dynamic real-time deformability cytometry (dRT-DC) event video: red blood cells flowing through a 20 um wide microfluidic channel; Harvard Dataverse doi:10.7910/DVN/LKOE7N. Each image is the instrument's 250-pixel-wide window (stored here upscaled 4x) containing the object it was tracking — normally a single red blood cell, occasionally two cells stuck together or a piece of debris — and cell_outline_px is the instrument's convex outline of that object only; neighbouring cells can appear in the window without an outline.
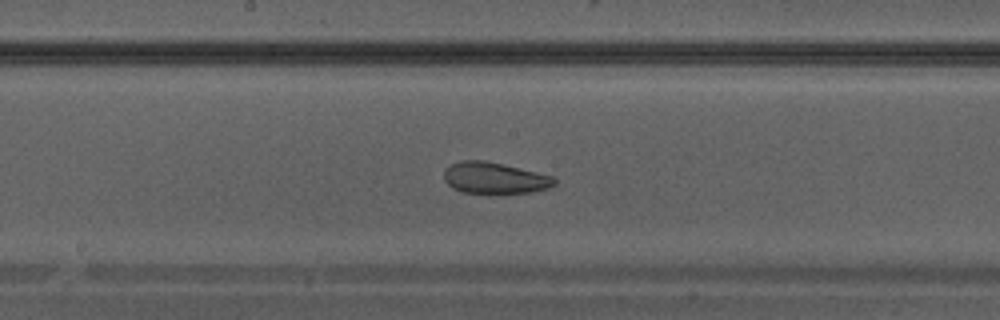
{"species": "Egyptian fruit bat (a non-hibernating species)", "species_latin": "Rousettus aegyptiacus", "temperature_condition": "warm", "stored_images_in_passage": 32, "camera_frame_rate_fps": 3000, "um_per_image_px": 0.085, "animal": {"sex": "male"}, "frame": {"image": 1, "passage_image": 14, "time_ms": 4.333, "image_size_px": [1000, 320], "cell_outline_px": [[556, 184], [548, 188], [532, 192], [464, 192], [452, 188], [444, 180], [444, 168], [460, 160], [484, 160], [504, 164], [552, 176], [556, 180]], "centroid_in_image_um": [42.02, 15.11], "position_along_channel_um": 206.2, "area_um2": 19.94}}